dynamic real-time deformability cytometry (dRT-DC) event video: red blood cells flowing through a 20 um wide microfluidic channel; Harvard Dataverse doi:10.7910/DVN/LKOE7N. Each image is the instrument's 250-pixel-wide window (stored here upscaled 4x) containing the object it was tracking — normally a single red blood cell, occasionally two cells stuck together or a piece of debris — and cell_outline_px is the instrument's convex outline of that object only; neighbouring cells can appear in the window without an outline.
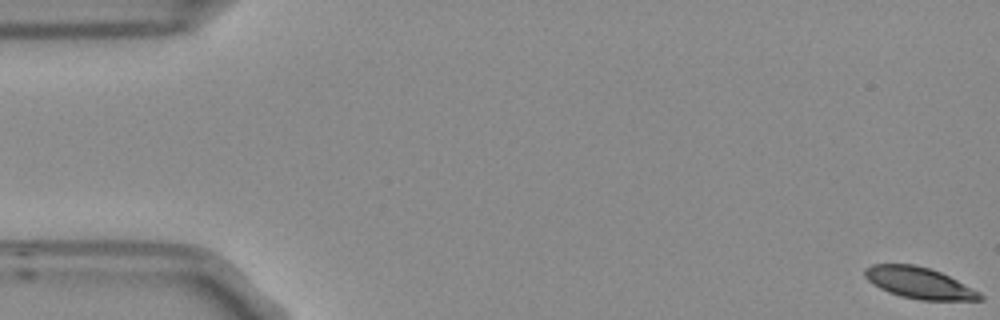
{"species": "Egyptian fruit bat (a non-hibernating species)", "species_latin": "Rousettus aegyptiacus", "temperature_condition": "room temperature", "stored_images_in_passage": 4, "camera_frame_rate_fps": 3000, "um_per_image_px": 0.085, "frame": {"image": 1, "passage_image": 1, "time_ms": 0.0, "image_size_px": [1000, 320], "cell_outline_px": [[984, 300], [920, 300], [900, 296], [888, 292], [872, 284], [864, 276], [864, 268], [872, 264], [916, 264], [940, 272], [980, 292], [984, 296]], "centroid_in_image_um": [78.1, 24.05], "position_along_channel_um": 6.9, "area_um2": 20.98}}